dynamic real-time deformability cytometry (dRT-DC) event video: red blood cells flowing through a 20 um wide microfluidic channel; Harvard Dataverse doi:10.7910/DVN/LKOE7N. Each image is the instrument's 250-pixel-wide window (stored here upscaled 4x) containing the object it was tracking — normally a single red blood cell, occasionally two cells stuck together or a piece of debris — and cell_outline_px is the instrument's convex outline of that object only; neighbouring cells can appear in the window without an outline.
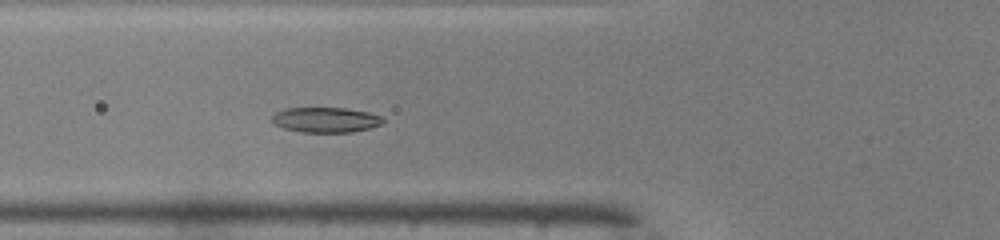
{"species": "common noctule bat (a hibernating species)", "species_latin": "Nyctalus noctula", "temperature_condition": "warm", "stored_images_in_passage": 43, "camera_frame_rate_fps": 3000, "um_per_image_px": 0.085, "animal": {"sex": "male", "body_mass_g": 19.0, "forearm_length_mm": 50.8}, "frame": {"image": 1, "passage_image": 12, "time_ms": 3.667, "image_size_px": [1000, 240], "cell_outline_px": [[384, 124], [352, 132], [304, 132], [284, 128], [276, 124], [272, 120], [272, 116], [276, 112], [288, 108], [344, 108], [368, 112], [380, 116], [384, 120]], "centroid_in_image_um": [27.71, 10.18], "position_along_channel_um": 98.1, "area_um2": 16.07}}
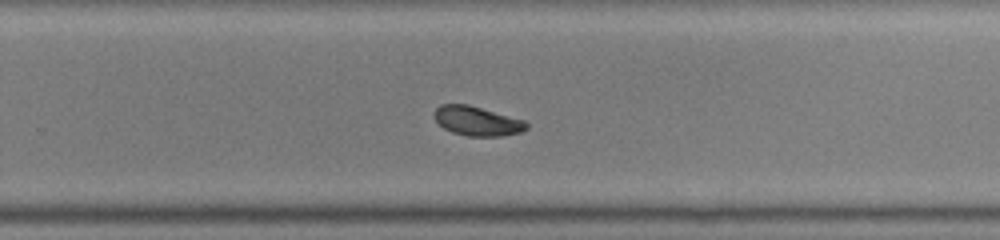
{"frame": {"image": 2, "passage_image": 26, "time_ms": 8.333, "image_size_px": [1000, 240], "cell_outline_px": [[528, 128], [520, 132], [504, 136], [468, 136], [452, 132], [444, 128], [432, 116], [432, 112], [440, 104], [468, 104], [524, 120], [528, 124]], "centroid_in_image_um": [40.53, 10.28], "position_along_channel_um": 289.3, "area_um2": 15.84}}
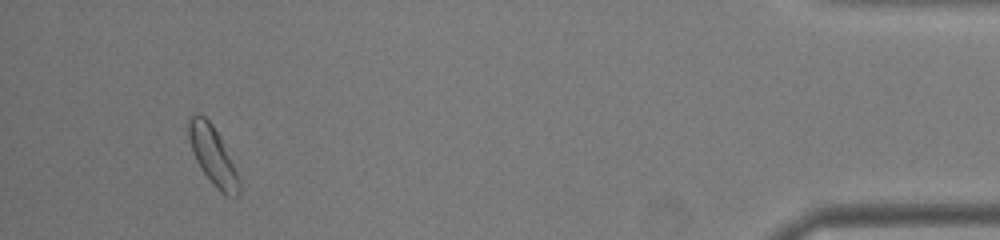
{"frame": {"image": 3, "passage_image": 40, "time_ms": 13.0, "image_size_px": [1000, 240], "cell_outline_px": [[240, 192], [236, 196], [224, 196], [212, 184], [200, 168], [192, 152], [188, 136], [188, 116], [204, 116], [212, 124], [220, 136], [240, 180]], "centroid_in_image_um": [18.08, 13.26], "position_along_channel_um": 417.1, "area_um2": 17.05}, "authors_computed_cell_mechanics": {"area_um2": 16.2996, "velocity_mm_per_s": 4.1096, "shape_relaxation_time_tau1_ms": 3.8984, "shape_relaxation_time_tau2_ms": 1.088, "deformation_change_tau1": 0.1513, "deformation_change_tau2": 0.0435}}